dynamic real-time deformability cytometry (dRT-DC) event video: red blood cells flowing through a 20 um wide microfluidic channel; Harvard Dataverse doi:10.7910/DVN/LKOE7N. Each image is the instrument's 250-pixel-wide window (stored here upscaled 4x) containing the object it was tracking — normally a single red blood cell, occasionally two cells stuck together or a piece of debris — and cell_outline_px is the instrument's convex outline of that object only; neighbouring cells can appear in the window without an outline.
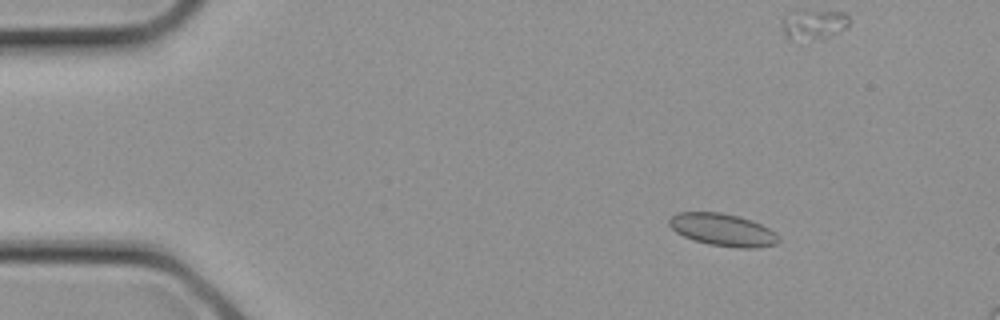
{"species": "common noctule bat (a hibernating species)", "species_latin": "Nyctalus noctula", "temperature_condition": "cold", "stored_images_in_passage": 6, "camera_frame_rate_fps": 3000, "um_per_image_px": 0.085, "animal": {"sex": "female", "body_mass_g": 21.9}, "frame": {"image": 1, "passage_image": 1, "time_ms": 0.0, "image_size_px": [1000, 320], "cell_outline_px": [[780, 240], [776, 244], [756, 248], [736, 248], [708, 244], [684, 236], [676, 232], [668, 224], [668, 220], [676, 212], [720, 212], [740, 216], [752, 220], [776, 232], [780, 236]], "centroid_in_image_um": [61.46, 19.53], "position_along_channel_um": 23.5, "area_um2": 20.81}}